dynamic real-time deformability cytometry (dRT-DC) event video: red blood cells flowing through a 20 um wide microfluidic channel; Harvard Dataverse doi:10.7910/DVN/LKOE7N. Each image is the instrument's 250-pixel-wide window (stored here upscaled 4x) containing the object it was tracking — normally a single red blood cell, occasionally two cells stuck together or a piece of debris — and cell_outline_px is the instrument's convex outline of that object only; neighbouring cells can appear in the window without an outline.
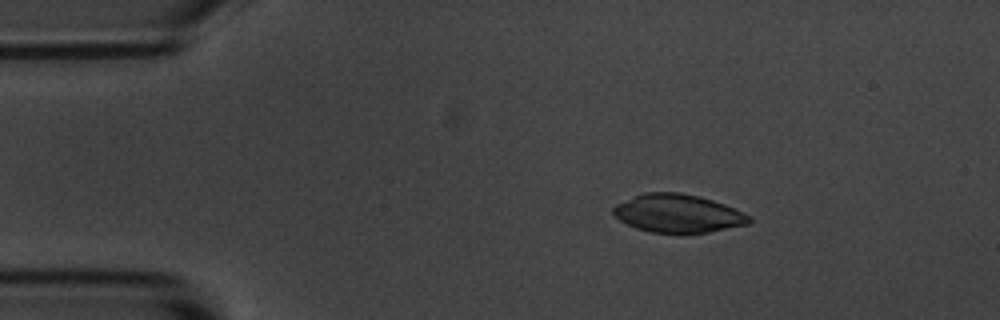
{"species": "common noctule bat (a hibernating species)", "species_latin": "Nyctalus noctula", "temperature_condition": "room temperature", "stored_images_in_passage": 13, "camera_frame_rate_fps": 3000, "um_per_image_px": 0.085, "animal": {"sex": "male", "body_mass_g": 20.1, "forearm_length_mm": 53.5}, "frame": {"image": 1, "passage_image": 1, "time_ms": 0.0, "image_size_px": [1000, 320], "cell_outline_px": [[752, 224], [708, 232], [684, 236], [680, 236], [648, 232], [636, 228], [620, 220], [612, 212], [612, 208], [616, 204], [644, 192], [680, 192], [700, 196], [724, 204], [744, 212], [752, 216]], "centroid_in_image_um": [57.67, 18.18], "position_along_channel_um": 27.3, "area_um2": 31.21}}
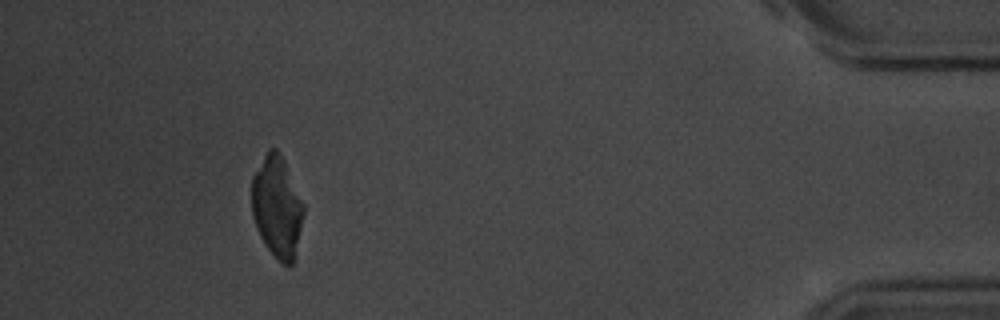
{"frame": {"image": 2, "passage_image": 12, "time_ms": 13.667, "image_size_px": [1000, 320], "cell_outline_px": [[304, 212], [292, 264], [288, 268], [264, 244], [256, 228], [252, 216], [252, 176], [268, 148], [276, 148], [280, 152], [284, 160], [304, 204]], "centroid_in_image_um": [23.53, 17.54], "position_along_channel_um": 411.7, "area_um2": 30.35}}